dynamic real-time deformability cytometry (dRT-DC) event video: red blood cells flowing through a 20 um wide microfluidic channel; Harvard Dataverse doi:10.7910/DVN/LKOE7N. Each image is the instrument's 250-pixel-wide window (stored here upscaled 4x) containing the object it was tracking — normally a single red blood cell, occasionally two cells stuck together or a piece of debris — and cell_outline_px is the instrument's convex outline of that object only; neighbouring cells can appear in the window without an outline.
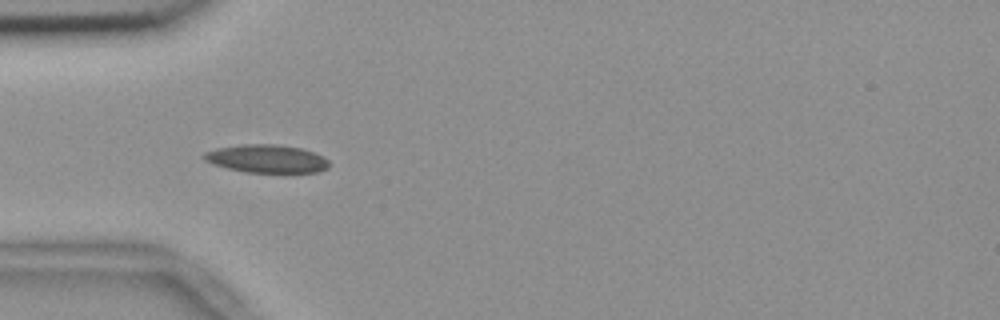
{"species": "common noctule bat (a hibernating species)", "species_latin": "Nyctalus noctula", "temperature_condition": "room temperature", "stored_images_in_passage": 28, "camera_frame_rate_fps": 3000, "um_per_image_px": 0.085, "animal": {"sex": "female", "body_mass_g": 18.4}, "frame": {"image": 1, "passage_image": 5, "time_ms": 1.333, "image_size_px": [1000, 320], "cell_outline_px": [[328, 168], [316, 172], [244, 172], [212, 164], [204, 160], [200, 156], [204, 152], [216, 148], [244, 144], [276, 144], [300, 148], [316, 152], [324, 156], [328, 160]], "centroid_in_image_um": [22.64, 13.48], "position_along_channel_um": 62.4, "area_um2": 20.58}}
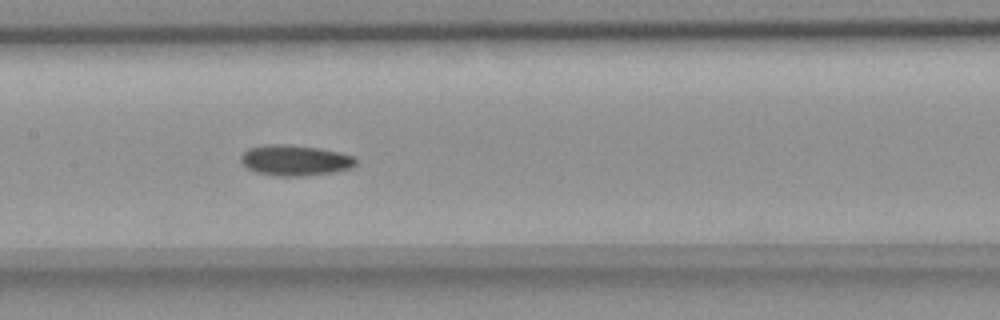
{"frame": {"image": 2, "passage_image": 15, "time_ms": 4.667, "image_size_px": [1000, 320], "cell_outline_px": [[356, 164], [352, 168], [332, 172], [304, 176], [276, 176], [256, 172], [248, 168], [240, 160], [240, 156], [248, 148], [264, 144], [284, 144], [320, 148], [340, 152], [356, 156]], "centroid_in_image_um": [25.09, 13.62], "position_along_channel_um": 182.3, "area_um2": 20.69}}
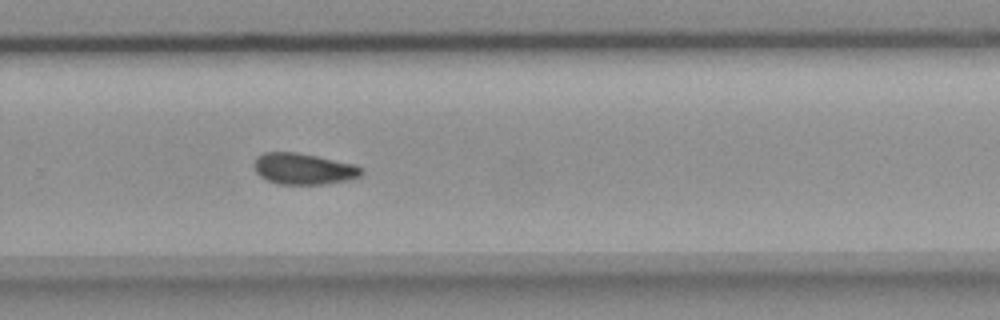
{"frame": {"image": 3, "passage_image": 25, "time_ms": 8.0, "image_size_px": [1000, 320], "cell_outline_px": [[364, 172], [360, 176], [348, 180], [324, 184], [280, 184], [268, 180], [260, 176], [256, 172], [252, 164], [256, 156], [264, 152], [296, 152], [316, 156], [352, 164], [364, 168]], "centroid_in_image_um": [25.77, 14.35], "position_along_channel_um": 304.0, "area_um2": 19.54}}